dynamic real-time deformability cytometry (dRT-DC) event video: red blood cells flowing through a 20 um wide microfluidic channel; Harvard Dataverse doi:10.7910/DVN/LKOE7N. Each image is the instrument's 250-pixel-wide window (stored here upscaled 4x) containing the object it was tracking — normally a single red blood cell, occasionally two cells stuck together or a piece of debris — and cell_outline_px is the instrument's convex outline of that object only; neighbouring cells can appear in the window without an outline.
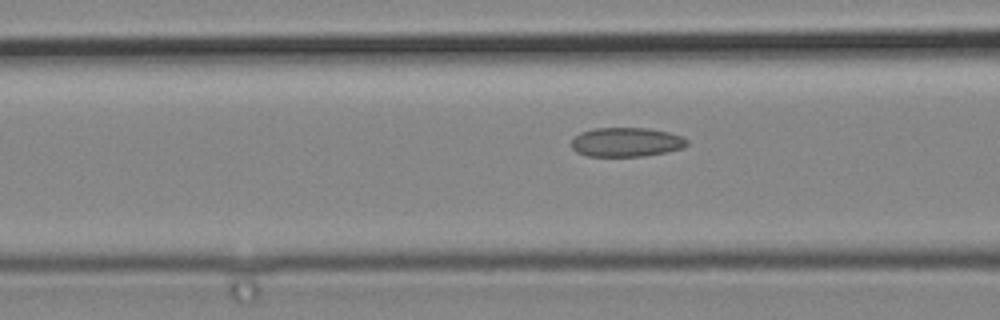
{"species": "common noctule bat (a hibernating species)", "species_latin": "Nyctalus noctula", "temperature_condition": "cold", "stored_images_in_passage": 8, "camera_frame_rate_fps": 3000, "um_per_image_px": 0.085, "animal": {"sex": "male", "body_mass_g": 19.2, "forearm_length_mm": 51.8}, "frame": {"image": 1, "passage_image": 8, "time_ms": 2.333, "image_size_px": [1000, 320], "cell_outline_px": [[688, 144], [684, 148], [644, 156], [588, 156], [576, 152], [572, 148], [572, 140], [580, 132], [592, 128], [648, 128], [668, 132], [684, 136], [688, 140]], "centroid_in_image_um": [53.25, 12.07], "position_along_channel_um": 113.3, "area_um2": 19.77}}